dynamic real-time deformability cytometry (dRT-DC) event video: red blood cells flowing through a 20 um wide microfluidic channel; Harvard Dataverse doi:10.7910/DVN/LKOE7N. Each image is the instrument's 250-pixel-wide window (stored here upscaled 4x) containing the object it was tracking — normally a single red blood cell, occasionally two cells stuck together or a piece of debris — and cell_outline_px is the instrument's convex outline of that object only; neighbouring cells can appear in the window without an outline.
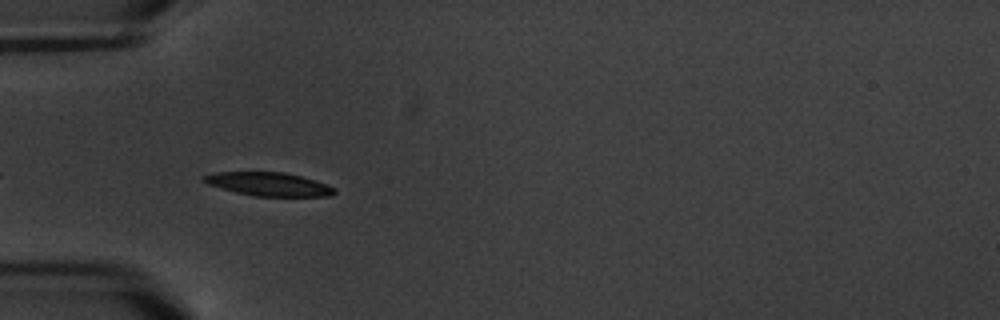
{"species": "common noctule bat (a hibernating species)", "species_latin": "Nyctalus noctula", "temperature_condition": "warm", "stored_images_in_passage": 6, "camera_frame_rate_fps": 3000, "um_per_image_px": 0.085, "animal": {"sex": "male", "body_mass_g": 20.1, "forearm_length_mm": 53.5}, "frame": {"image": 1, "passage_image": 4, "time_ms": 3.667, "image_size_px": [1000, 320], "cell_outline_px": [[336, 192], [332, 196], [252, 196], [220, 188], [208, 184], [200, 180], [200, 176], [216, 172], [284, 172], [316, 180], [336, 188]], "centroid_in_image_um": [22.81, 15.65], "position_along_channel_um": 62.2, "area_um2": 18.03}}
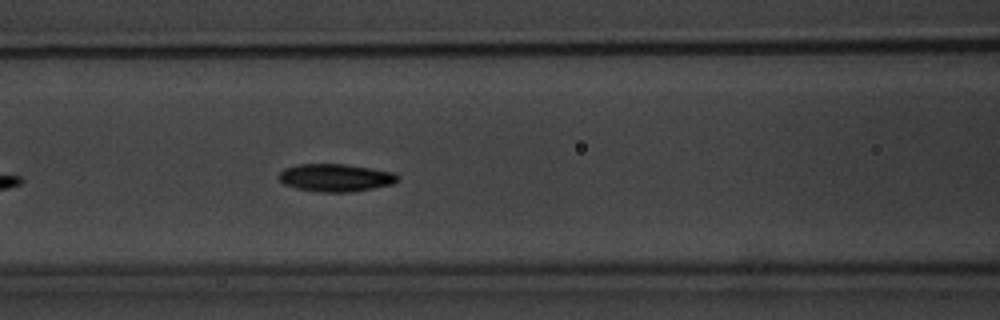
{"frame": {"image": 2, "passage_image": 6, "time_ms": 6.0, "image_size_px": [1000, 320], "cell_outline_px": [[400, 176], [392, 184], [352, 192], [320, 192], [296, 188], [284, 184], [276, 176], [284, 168], [296, 164], [344, 164], [392, 172]], "centroid_in_image_um": [28.46, 15.1], "position_along_channel_um": 138.1, "area_um2": 19.07}}